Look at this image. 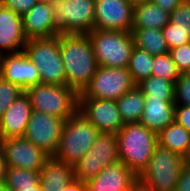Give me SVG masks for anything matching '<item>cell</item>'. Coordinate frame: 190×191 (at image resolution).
I'll return each mask as SVG.
<instances>
[{
	"label": "cell",
	"mask_w": 190,
	"mask_h": 191,
	"mask_svg": "<svg viewBox=\"0 0 190 191\" xmlns=\"http://www.w3.org/2000/svg\"><path fill=\"white\" fill-rule=\"evenodd\" d=\"M26 43L23 16L0 4V55L22 52Z\"/></svg>",
	"instance_id": "17"
},
{
	"label": "cell",
	"mask_w": 190,
	"mask_h": 191,
	"mask_svg": "<svg viewBox=\"0 0 190 191\" xmlns=\"http://www.w3.org/2000/svg\"><path fill=\"white\" fill-rule=\"evenodd\" d=\"M78 110L100 133L117 134L124 126L116 101L78 98Z\"/></svg>",
	"instance_id": "14"
},
{
	"label": "cell",
	"mask_w": 190,
	"mask_h": 191,
	"mask_svg": "<svg viewBox=\"0 0 190 191\" xmlns=\"http://www.w3.org/2000/svg\"><path fill=\"white\" fill-rule=\"evenodd\" d=\"M59 47L66 85L79 95L99 67L91 40L88 34H59Z\"/></svg>",
	"instance_id": "1"
},
{
	"label": "cell",
	"mask_w": 190,
	"mask_h": 191,
	"mask_svg": "<svg viewBox=\"0 0 190 191\" xmlns=\"http://www.w3.org/2000/svg\"><path fill=\"white\" fill-rule=\"evenodd\" d=\"M39 172L29 169L7 167L4 183L10 191L32 189L39 183Z\"/></svg>",
	"instance_id": "26"
},
{
	"label": "cell",
	"mask_w": 190,
	"mask_h": 191,
	"mask_svg": "<svg viewBox=\"0 0 190 191\" xmlns=\"http://www.w3.org/2000/svg\"><path fill=\"white\" fill-rule=\"evenodd\" d=\"M94 29L131 32L134 5L129 0H95Z\"/></svg>",
	"instance_id": "13"
},
{
	"label": "cell",
	"mask_w": 190,
	"mask_h": 191,
	"mask_svg": "<svg viewBox=\"0 0 190 191\" xmlns=\"http://www.w3.org/2000/svg\"><path fill=\"white\" fill-rule=\"evenodd\" d=\"M61 191H86V185L74 178Z\"/></svg>",
	"instance_id": "39"
},
{
	"label": "cell",
	"mask_w": 190,
	"mask_h": 191,
	"mask_svg": "<svg viewBox=\"0 0 190 191\" xmlns=\"http://www.w3.org/2000/svg\"><path fill=\"white\" fill-rule=\"evenodd\" d=\"M184 166V158L181 154L158 144L147 167L138 176V180L152 191H175Z\"/></svg>",
	"instance_id": "5"
},
{
	"label": "cell",
	"mask_w": 190,
	"mask_h": 191,
	"mask_svg": "<svg viewBox=\"0 0 190 191\" xmlns=\"http://www.w3.org/2000/svg\"><path fill=\"white\" fill-rule=\"evenodd\" d=\"M137 86L144 98H157L163 101H174V83L163 78L150 76L143 79Z\"/></svg>",
	"instance_id": "27"
},
{
	"label": "cell",
	"mask_w": 190,
	"mask_h": 191,
	"mask_svg": "<svg viewBox=\"0 0 190 191\" xmlns=\"http://www.w3.org/2000/svg\"><path fill=\"white\" fill-rule=\"evenodd\" d=\"M162 32L169 50L190 43L189 31L170 30V22L162 28Z\"/></svg>",
	"instance_id": "34"
},
{
	"label": "cell",
	"mask_w": 190,
	"mask_h": 191,
	"mask_svg": "<svg viewBox=\"0 0 190 191\" xmlns=\"http://www.w3.org/2000/svg\"><path fill=\"white\" fill-rule=\"evenodd\" d=\"M0 150L3 153L7 167L23 168L40 172L48 154L36 147L25 137H11L0 140Z\"/></svg>",
	"instance_id": "12"
},
{
	"label": "cell",
	"mask_w": 190,
	"mask_h": 191,
	"mask_svg": "<svg viewBox=\"0 0 190 191\" xmlns=\"http://www.w3.org/2000/svg\"><path fill=\"white\" fill-rule=\"evenodd\" d=\"M24 92L16 84L0 77V118L10 105Z\"/></svg>",
	"instance_id": "31"
},
{
	"label": "cell",
	"mask_w": 190,
	"mask_h": 191,
	"mask_svg": "<svg viewBox=\"0 0 190 191\" xmlns=\"http://www.w3.org/2000/svg\"><path fill=\"white\" fill-rule=\"evenodd\" d=\"M133 5L139 4V3H144V2H149L150 0H129Z\"/></svg>",
	"instance_id": "44"
},
{
	"label": "cell",
	"mask_w": 190,
	"mask_h": 191,
	"mask_svg": "<svg viewBox=\"0 0 190 191\" xmlns=\"http://www.w3.org/2000/svg\"><path fill=\"white\" fill-rule=\"evenodd\" d=\"M0 71H1V55H0ZM0 77H1V72H0Z\"/></svg>",
	"instance_id": "47"
},
{
	"label": "cell",
	"mask_w": 190,
	"mask_h": 191,
	"mask_svg": "<svg viewBox=\"0 0 190 191\" xmlns=\"http://www.w3.org/2000/svg\"><path fill=\"white\" fill-rule=\"evenodd\" d=\"M137 181L138 176L118 161L104 168L85 185L86 191H130Z\"/></svg>",
	"instance_id": "16"
},
{
	"label": "cell",
	"mask_w": 190,
	"mask_h": 191,
	"mask_svg": "<svg viewBox=\"0 0 190 191\" xmlns=\"http://www.w3.org/2000/svg\"><path fill=\"white\" fill-rule=\"evenodd\" d=\"M38 3H47L51 4L54 0H36Z\"/></svg>",
	"instance_id": "46"
},
{
	"label": "cell",
	"mask_w": 190,
	"mask_h": 191,
	"mask_svg": "<svg viewBox=\"0 0 190 191\" xmlns=\"http://www.w3.org/2000/svg\"><path fill=\"white\" fill-rule=\"evenodd\" d=\"M134 46L141 48L152 56L169 53L162 29H132Z\"/></svg>",
	"instance_id": "24"
},
{
	"label": "cell",
	"mask_w": 190,
	"mask_h": 191,
	"mask_svg": "<svg viewBox=\"0 0 190 191\" xmlns=\"http://www.w3.org/2000/svg\"><path fill=\"white\" fill-rule=\"evenodd\" d=\"M174 103L190 106V76L181 74L174 83Z\"/></svg>",
	"instance_id": "32"
},
{
	"label": "cell",
	"mask_w": 190,
	"mask_h": 191,
	"mask_svg": "<svg viewBox=\"0 0 190 191\" xmlns=\"http://www.w3.org/2000/svg\"><path fill=\"white\" fill-rule=\"evenodd\" d=\"M25 93L33 110L56 116L63 120L78 110V95L67 85L37 84Z\"/></svg>",
	"instance_id": "7"
},
{
	"label": "cell",
	"mask_w": 190,
	"mask_h": 191,
	"mask_svg": "<svg viewBox=\"0 0 190 191\" xmlns=\"http://www.w3.org/2000/svg\"><path fill=\"white\" fill-rule=\"evenodd\" d=\"M158 144L184 156L190 144V132L174 120L158 133Z\"/></svg>",
	"instance_id": "23"
},
{
	"label": "cell",
	"mask_w": 190,
	"mask_h": 191,
	"mask_svg": "<svg viewBox=\"0 0 190 191\" xmlns=\"http://www.w3.org/2000/svg\"><path fill=\"white\" fill-rule=\"evenodd\" d=\"M23 51L37 67L40 83L66 85V74L59 47V35L27 40Z\"/></svg>",
	"instance_id": "6"
},
{
	"label": "cell",
	"mask_w": 190,
	"mask_h": 191,
	"mask_svg": "<svg viewBox=\"0 0 190 191\" xmlns=\"http://www.w3.org/2000/svg\"><path fill=\"white\" fill-rule=\"evenodd\" d=\"M50 5L60 34H87L94 29L95 0H54Z\"/></svg>",
	"instance_id": "8"
},
{
	"label": "cell",
	"mask_w": 190,
	"mask_h": 191,
	"mask_svg": "<svg viewBox=\"0 0 190 191\" xmlns=\"http://www.w3.org/2000/svg\"><path fill=\"white\" fill-rule=\"evenodd\" d=\"M153 59L154 56L145 50L135 46L132 48L128 70L136 84L152 76Z\"/></svg>",
	"instance_id": "28"
},
{
	"label": "cell",
	"mask_w": 190,
	"mask_h": 191,
	"mask_svg": "<svg viewBox=\"0 0 190 191\" xmlns=\"http://www.w3.org/2000/svg\"><path fill=\"white\" fill-rule=\"evenodd\" d=\"M65 120L33 110L24 137L50 157L58 149Z\"/></svg>",
	"instance_id": "11"
},
{
	"label": "cell",
	"mask_w": 190,
	"mask_h": 191,
	"mask_svg": "<svg viewBox=\"0 0 190 191\" xmlns=\"http://www.w3.org/2000/svg\"><path fill=\"white\" fill-rule=\"evenodd\" d=\"M122 121L125 123L139 122L144 110V94L136 85L116 100Z\"/></svg>",
	"instance_id": "25"
},
{
	"label": "cell",
	"mask_w": 190,
	"mask_h": 191,
	"mask_svg": "<svg viewBox=\"0 0 190 191\" xmlns=\"http://www.w3.org/2000/svg\"><path fill=\"white\" fill-rule=\"evenodd\" d=\"M170 22V13L151 1L134 5L132 29H162Z\"/></svg>",
	"instance_id": "22"
},
{
	"label": "cell",
	"mask_w": 190,
	"mask_h": 191,
	"mask_svg": "<svg viewBox=\"0 0 190 191\" xmlns=\"http://www.w3.org/2000/svg\"><path fill=\"white\" fill-rule=\"evenodd\" d=\"M170 30L189 31L190 34V0H183L170 13Z\"/></svg>",
	"instance_id": "30"
},
{
	"label": "cell",
	"mask_w": 190,
	"mask_h": 191,
	"mask_svg": "<svg viewBox=\"0 0 190 191\" xmlns=\"http://www.w3.org/2000/svg\"><path fill=\"white\" fill-rule=\"evenodd\" d=\"M144 110L140 123L158 134L162 129L174 121V101H163L157 98H144Z\"/></svg>",
	"instance_id": "20"
},
{
	"label": "cell",
	"mask_w": 190,
	"mask_h": 191,
	"mask_svg": "<svg viewBox=\"0 0 190 191\" xmlns=\"http://www.w3.org/2000/svg\"><path fill=\"white\" fill-rule=\"evenodd\" d=\"M0 191H10L4 182L0 183Z\"/></svg>",
	"instance_id": "45"
},
{
	"label": "cell",
	"mask_w": 190,
	"mask_h": 191,
	"mask_svg": "<svg viewBox=\"0 0 190 191\" xmlns=\"http://www.w3.org/2000/svg\"><path fill=\"white\" fill-rule=\"evenodd\" d=\"M74 179V166L50 157L39 172L42 191H61Z\"/></svg>",
	"instance_id": "21"
},
{
	"label": "cell",
	"mask_w": 190,
	"mask_h": 191,
	"mask_svg": "<svg viewBox=\"0 0 190 191\" xmlns=\"http://www.w3.org/2000/svg\"><path fill=\"white\" fill-rule=\"evenodd\" d=\"M117 143L119 161L139 176L158 145V134L140 122L125 123L117 133Z\"/></svg>",
	"instance_id": "2"
},
{
	"label": "cell",
	"mask_w": 190,
	"mask_h": 191,
	"mask_svg": "<svg viewBox=\"0 0 190 191\" xmlns=\"http://www.w3.org/2000/svg\"><path fill=\"white\" fill-rule=\"evenodd\" d=\"M175 191H190V166L185 165L182 168Z\"/></svg>",
	"instance_id": "37"
},
{
	"label": "cell",
	"mask_w": 190,
	"mask_h": 191,
	"mask_svg": "<svg viewBox=\"0 0 190 191\" xmlns=\"http://www.w3.org/2000/svg\"><path fill=\"white\" fill-rule=\"evenodd\" d=\"M180 74H187L190 70V43L169 50Z\"/></svg>",
	"instance_id": "33"
},
{
	"label": "cell",
	"mask_w": 190,
	"mask_h": 191,
	"mask_svg": "<svg viewBox=\"0 0 190 191\" xmlns=\"http://www.w3.org/2000/svg\"><path fill=\"white\" fill-rule=\"evenodd\" d=\"M1 77L16 84L22 90L40 84L37 67L24 51L1 55Z\"/></svg>",
	"instance_id": "15"
},
{
	"label": "cell",
	"mask_w": 190,
	"mask_h": 191,
	"mask_svg": "<svg viewBox=\"0 0 190 191\" xmlns=\"http://www.w3.org/2000/svg\"><path fill=\"white\" fill-rule=\"evenodd\" d=\"M6 169H7V165L4 160L3 153L0 150V183L4 182V180H5Z\"/></svg>",
	"instance_id": "40"
},
{
	"label": "cell",
	"mask_w": 190,
	"mask_h": 191,
	"mask_svg": "<svg viewBox=\"0 0 190 191\" xmlns=\"http://www.w3.org/2000/svg\"><path fill=\"white\" fill-rule=\"evenodd\" d=\"M180 75L170 53L154 56L152 68L153 77L163 78L175 83Z\"/></svg>",
	"instance_id": "29"
},
{
	"label": "cell",
	"mask_w": 190,
	"mask_h": 191,
	"mask_svg": "<svg viewBox=\"0 0 190 191\" xmlns=\"http://www.w3.org/2000/svg\"><path fill=\"white\" fill-rule=\"evenodd\" d=\"M153 4L158 6L160 9H163L169 13H172L174 9L183 1V0H150Z\"/></svg>",
	"instance_id": "38"
},
{
	"label": "cell",
	"mask_w": 190,
	"mask_h": 191,
	"mask_svg": "<svg viewBox=\"0 0 190 191\" xmlns=\"http://www.w3.org/2000/svg\"><path fill=\"white\" fill-rule=\"evenodd\" d=\"M99 134L100 131L77 110L65 120L59 146L53 157L74 166L90 150Z\"/></svg>",
	"instance_id": "3"
},
{
	"label": "cell",
	"mask_w": 190,
	"mask_h": 191,
	"mask_svg": "<svg viewBox=\"0 0 190 191\" xmlns=\"http://www.w3.org/2000/svg\"><path fill=\"white\" fill-rule=\"evenodd\" d=\"M36 3V0H0L2 6L21 16L25 15Z\"/></svg>",
	"instance_id": "35"
},
{
	"label": "cell",
	"mask_w": 190,
	"mask_h": 191,
	"mask_svg": "<svg viewBox=\"0 0 190 191\" xmlns=\"http://www.w3.org/2000/svg\"><path fill=\"white\" fill-rule=\"evenodd\" d=\"M87 34L99 67L128 68L134 47L131 32L93 29Z\"/></svg>",
	"instance_id": "4"
},
{
	"label": "cell",
	"mask_w": 190,
	"mask_h": 191,
	"mask_svg": "<svg viewBox=\"0 0 190 191\" xmlns=\"http://www.w3.org/2000/svg\"><path fill=\"white\" fill-rule=\"evenodd\" d=\"M118 161L117 134L100 133L90 150L74 165V178L86 183Z\"/></svg>",
	"instance_id": "9"
},
{
	"label": "cell",
	"mask_w": 190,
	"mask_h": 191,
	"mask_svg": "<svg viewBox=\"0 0 190 191\" xmlns=\"http://www.w3.org/2000/svg\"><path fill=\"white\" fill-rule=\"evenodd\" d=\"M174 120L190 132V106L175 105Z\"/></svg>",
	"instance_id": "36"
},
{
	"label": "cell",
	"mask_w": 190,
	"mask_h": 191,
	"mask_svg": "<svg viewBox=\"0 0 190 191\" xmlns=\"http://www.w3.org/2000/svg\"><path fill=\"white\" fill-rule=\"evenodd\" d=\"M32 111L30 98L24 92L0 118V140L24 137Z\"/></svg>",
	"instance_id": "18"
},
{
	"label": "cell",
	"mask_w": 190,
	"mask_h": 191,
	"mask_svg": "<svg viewBox=\"0 0 190 191\" xmlns=\"http://www.w3.org/2000/svg\"><path fill=\"white\" fill-rule=\"evenodd\" d=\"M130 191H152V190L138 180L133 185Z\"/></svg>",
	"instance_id": "41"
},
{
	"label": "cell",
	"mask_w": 190,
	"mask_h": 191,
	"mask_svg": "<svg viewBox=\"0 0 190 191\" xmlns=\"http://www.w3.org/2000/svg\"><path fill=\"white\" fill-rule=\"evenodd\" d=\"M136 85L128 68L98 67L88 86L78 95V98L116 101Z\"/></svg>",
	"instance_id": "10"
},
{
	"label": "cell",
	"mask_w": 190,
	"mask_h": 191,
	"mask_svg": "<svg viewBox=\"0 0 190 191\" xmlns=\"http://www.w3.org/2000/svg\"><path fill=\"white\" fill-rule=\"evenodd\" d=\"M20 191H42L41 186H40V182L33 187L32 189H27V190H20Z\"/></svg>",
	"instance_id": "43"
},
{
	"label": "cell",
	"mask_w": 190,
	"mask_h": 191,
	"mask_svg": "<svg viewBox=\"0 0 190 191\" xmlns=\"http://www.w3.org/2000/svg\"><path fill=\"white\" fill-rule=\"evenodd\" d=\"M23 30L27 40L59 35L60 32L54 22L51 5L37 2L23 15Z\"/></svg>",
	"instance_id": "19"
},
{
	"label": "cell",
	"mask_w": 190,
	"mask_h": 191,
	"mask_svg": "<svg viewBox=\"0 0 190 191\" xmlns=\"http://www.w3.org/2000/svg\"><path fill=\"white\" fill-rule=\"evenodd\" d=\"M185 165L190 166V144L187 153L183 156Z\"/></svg>",
	"instance_id": "42"
}]
</instances>
